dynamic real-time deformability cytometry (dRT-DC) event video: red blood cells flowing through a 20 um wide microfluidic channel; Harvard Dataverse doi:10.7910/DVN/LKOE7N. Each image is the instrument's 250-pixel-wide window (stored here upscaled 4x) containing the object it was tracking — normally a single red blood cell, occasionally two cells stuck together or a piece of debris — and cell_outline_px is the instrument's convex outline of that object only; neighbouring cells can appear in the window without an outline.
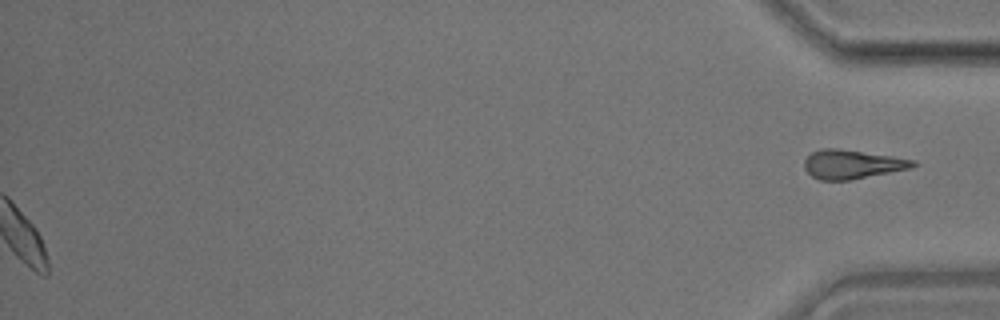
{"species": "common noctule bat (a hibernating species)", "species_latin": "Nyctalus noctula", "temperature_condition": "room temperature", "stored_images_in_passage": 39, "segment_of_instrument_passage": [2, 2], "camera_frame_rate_fps": 3000, "um_per_image_px": 0.085, "animal": {"sex": "male", "body_mass_g": 17.9}, "frame": {"image": 1, "passage_image": 39, "time_ms": 12.667, "image_size_px": [1000, 320], "cell_outline_px": [[920, 164], [912, 168], [852, 180], [820, 180], [812, 176], [804, 168], [804, 160], [812, 152], [820, 148], [836, 148], [916, 160]], "centroid_in_image_um": [72.45, 13.97], "position_along_channel_um": 362.8, "area_um2": 18.38}}